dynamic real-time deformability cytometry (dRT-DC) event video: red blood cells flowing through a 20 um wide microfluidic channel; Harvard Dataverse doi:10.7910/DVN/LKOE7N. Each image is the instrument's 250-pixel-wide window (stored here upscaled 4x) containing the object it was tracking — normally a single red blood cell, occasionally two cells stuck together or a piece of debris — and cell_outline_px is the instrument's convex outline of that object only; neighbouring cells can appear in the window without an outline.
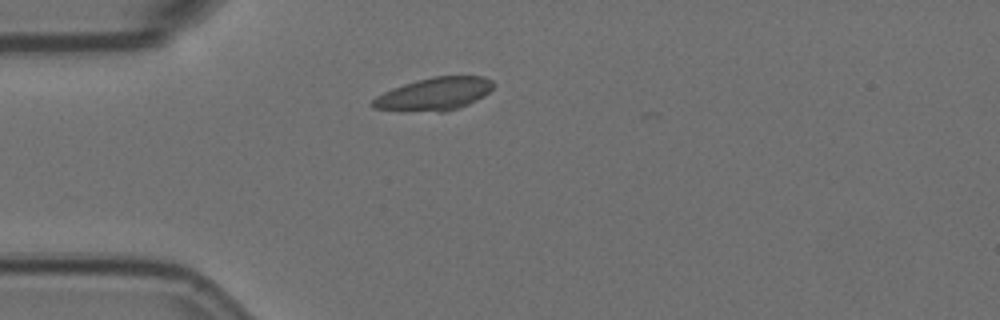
{"species": "Egyptian fruit bat (a non-hibernating species)", "species_latin": "Rousettus aegyptiacus", "temperature_condition": "room temperature", "stored_images_in_passage": 2, "camera_frame_rate_fps": 3000, "um_per_image_px": 0.085, "animal": {"sex": "female"}, "frame": {"image": 1, "passage_image": 2, "time_ms": 0.333, "image_size_px": [1000, 320], "cell_outline_px": [[496, 84], [484, 96], [460, 108], [444, 112], [440, 112], [372, 108], [368, 104], [376, 96], [392, 88], [416, 80], [432, 76], [484, 76], [492, 80]], "centroid_in_image_um": [36.93, 7.98], "position_along_channel_um": 48.1, "area_um2": 23.12}}